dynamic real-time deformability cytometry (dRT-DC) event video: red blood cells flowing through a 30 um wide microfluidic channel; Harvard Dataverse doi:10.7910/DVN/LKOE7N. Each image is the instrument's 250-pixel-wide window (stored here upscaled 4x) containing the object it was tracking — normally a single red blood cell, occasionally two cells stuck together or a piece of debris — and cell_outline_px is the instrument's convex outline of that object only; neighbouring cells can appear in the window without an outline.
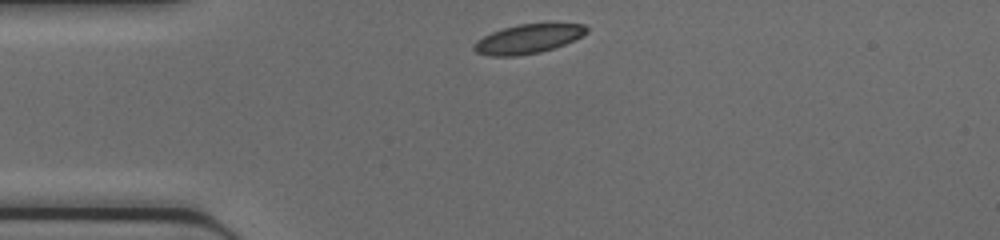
{"species": "common noctule bat (a hibernating species)", "species_latin": "Nyctalus noctula", "temperature_condition": "cold", "stored_images_in_passage": 36, "camera_frame_rate_fps": 3000, "um_per_image_px": 0.085, "animal": {"sex": "female", "body_mass_g": 17.0, "forearm_length_mm": 48.0}, "frame": {"image": 1, "passage_image": 1, "time_ms": 0.0, "image_size_px": [1000, 240], "cell_outline_px": [[588, 32], [564, 44], [540, 52], [516, 56], [488, 56], [476, 52], [472, 48], [472, 44], [476, 40], [492, 32], [504, 28], [520, 24], [584, 24], [588, 28]], "centroid_in_image_um": [44.82, 3.32], "position_along_channel_um": 40.2, "area_um2": 18.9}}
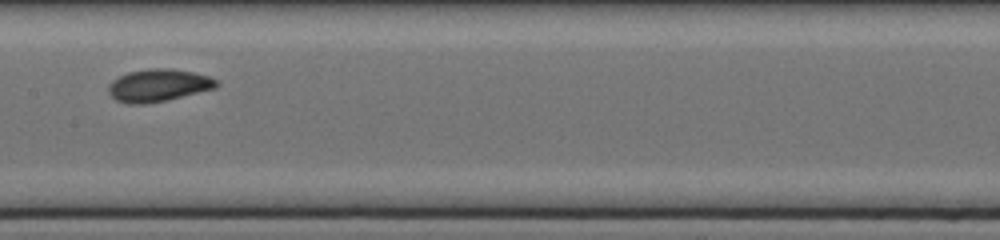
{"frame": {"image": 2, "passage_image": 13, "time_ms": 4.0, "image_size_px": [1000, 240], "cell_outline_px": [[220, 84], [216, 88], [168, 100], [144, 104], [128, 104], [116, 100], [108, 92], [108, 84], [112, 80], [128, 72], [152, 68], [172, 68], [192, 72], [208, 76], [216, 80]], "centroid_in_image_um": [13.46, 7.26], "position_along_channel_um": 193.9, "area_um2": 20.52}}
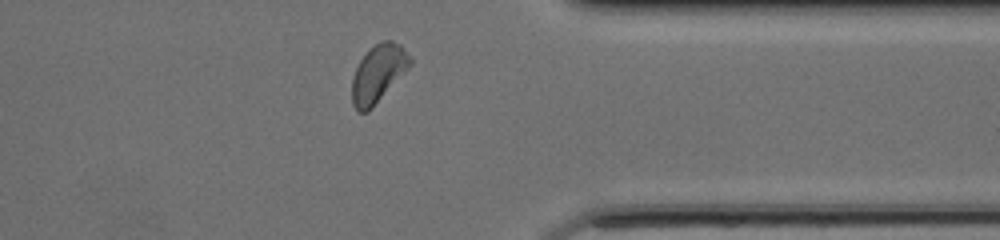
{"frame": {"image": 3, "passage_image": 26, "time_ms": 8.333, "image_size_px": [1000, 240], "cell_outline_px": [[412, 64], [372, 108], [368, 112], [356, 112], [352, 104], [352, 76], [360, 60], [376, 44], [384, 40], [392, 40], [400, 44], [412, 60]], "centroid_in_image_um": [32.13, 6.28], "position_along_channel_um": 379.3, "area_um2": 19.25}}